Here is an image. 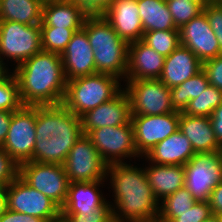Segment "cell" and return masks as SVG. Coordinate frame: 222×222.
Masks as SVG:
<instances>
[{
  "mask_svg": "<svg viewBox=\"0 0 222 222\" xmlns=\"http://www.w3.org/2000/svg\"><path fill=\"white\" fill-rule=\"evenodd\" d=\"M131 163H114L107 167L106 179L113 191L110 202L113 222H150L159 216L155 198L144 168ZM109 178V179H108Z\"/></svg>",
  "mask_w": 222,
  "mask_h": 222,
  "instance_id": "obj_1",
  "label": "cell"
},
{
  "mask_svg": "<svg viewBox=\"0 0 222 222\" xmlns=\"http://www.w3.org/2000/svg\"><path fill=\"white\" fill-rule=\"evenodd\" d=\"M13 70L23 106L62 104L67 80L60 54L41 50Z\"/></svg>",
  "mask_w": 222,
  "mask_h": 222,
  "instance_id": "obj_2",
  "label": "cell"
},
{
  "mask_svg": "<svg viewBox=\"0 0 222 222\" xmlns=\"http://www.w3.org/2000/svg\"><path fill=\"white\" fill-rule=\"evenodd\" d=\"M36 137L31 161L63 165L83 135L81 117L63 104L36 106Z\"/></svg>",
  "mask_w": 222,
  "mask_h": 222,
  "instance_id": "obj_3",
  "label": "cell"
},
{
  "mask_svg": "<svg viewBox=\"0 0 222 222\" xmlns=\"http://www.w3.org/2000/svg\"><path fill=\"white\" fill-rule=\"evenodd\" d=\"M82 29L94 52L96 73L111 74L124 82L129 43L119 37L103 15H88Z\"/></svg>",
  "mask_w": 222,
  "mask_h": 222,
  "instance_id": "obj_4",
  "label": "cell"
},
{
  "mask_svg": "<svg viewBox=\"0 0 222 222\" xmlns=\"http://www.w3.org/2000/svg\"><path fill=\"white\" fill-rule=\"evenodd\" d=\"M123 80L95 73L67 81L62 104L78 117L116 97L122 90Z\"/></svg>",
  "mask_w": 222,
  "mask_h": 222,
  "instance_id": "obj_5",
  "label": "cell"
},
{
  "mask_svg": "<svg viewBox=\"0 0 222 222\" xmlns=\"http://www.w3.org/2000/svg\"><path fill=\"white\" fill-rule=\"evenodd\" d=\"M42 50L40 25L0 21V59L15 67ZM4 56V57H3Z\"/></svg>",
  "mask_w": 222,
  "mask_h": 222,
  "instance_id": "obj_6",
  "label": "cell"
},
{
  "mask_svg": "<svg viewBox=\"0 0 222 222\" xmlns=\"http://www.w3.org/2000/svg\"><path fill=\"white\" fill-rule=\"evenodd\" d=\"M124 83L132 116H156L176 111L171 103L170 88L159 79L125 80Z\"/></svg>",
  "mask_w": 222,
  "mask_h": 222,
  "instance_id": "obj_7",
  "label": "cell"
},
{
  "mask_svg": "<svg viewBox=\"0 0 222 222\" xmlns=\"http://www.w3.org/2000/svg\"><path fill=\"white\" fill-rule=\"evenodd\" d=\"M86 136L107 165L123 163L128 158L130 161H132L130 158L143 159L135 147L132 122L115 127L93 129Z\"/></svg>",
  "mask_w": 222,
  "mask_h": 222,
  "instance_id": "obj_8",
  "label": "cell"
},
{
  "mask_svg": "<svg viewBox=\"0 0 222 222\" xmlns=\"http://www.w3.org/2000/svg\"><path fill=\"white\" fill-rule=\"evenodd\" d=\"M184 170V186L196 201H208L213 188L222 182V151L195 153Z\"/></svg>",
  "mask_w": 222,
  "mask_h": 222,
  "instance_id": "obj_9",
  "label": "cell"
},
{
  "mask_svg": "<svg viewBox=\"0 0 222 222\" xmlns=\"http://www.w3.org/2000/svg\"><path fill=\"white\" fill-rule=\"evenodd\" d=\"M35 127L36 106H22L12 113L9 131L1 148L18 166L32 160Z\"/></svg>",
  "mask_w": 222,
  "mask_h": 222,
  "instance_id": "obj_10",
  "label": "cell"
},
{
  "mask_svg": "<svg viewBox=\"0 0 222 222\" xmlns=\"http://www.w3.org/2000/svg\"><path fill=\"white\" fill-rule=\"evenodd\" d=\"M18 175L62 208L70 184L63 165L29 161L19 166Z\"/></svg>",
  "mask_w": 222,
  "mask_h": 222,
  "instance_id": "obj_11",
  "label": "cell"
},
{
  "mask_svg": "<svg viewBox=\"0 0 222 222\" xmlns=\"http://www.w3.org/2000/svg\"><path fill=\"white\" fill-rule=\"evenodd\" d=\"M69 182L106 180L107 163L90 139L83 134L70 149L63 164Z\"/></svg>",
  "mask_w": 222,
  "mask_h": 222,
  "instance_id": "obj_12",
  "label": "cell"
},
{
  "mask_svg": "<svg viewBox=\"0 0 222 222\" xmlns=\"http://www.w3.org/2000/svg\"><path fill=\"white\" fill-rule=\"evenodd\" d=\"M7 209L45 221L61 214V208L49 197L32 188L19 175L6 186Z\"/></svg>",
  "mask_w": 222,
  "mask_h": 222,
  "instance_id": "obj_13",
  "label": "cell"
},
{
  "mask_svg": "<svg viewBox=\"0 0 222 222\" xmlns=\"http://www.w3.org/2000/svg\"><path fill=\"white\" fill-rule=\"evenodd\" d=\"M180 111L163 115L131 116L138 154L144 157L158 143L179 129Z\"/></svg>",
  "mask_w": 222,
  "mask_h": 222,
  "instance_id": "obj_14",
  "label": "cell"
},
{
  "mask_svg": "<svg viewBox=\"0 0 222 222\" xmlns=\"http://www.w3.org/2000/svg\"><path fill=\"white\" fill-rule=\"evenodd\" d=\"M179 37L180 44L192 51L202 63L222 54L204 11L179 29Z\"/></svg>",
  "mask_w": 222,
  "mask_h": 222,
  "instance_id": "obj_15",
  "label": "cell"
},
{
  "mask_svg": "<svg viewBox=\"0 0 222 222\" xmlns=\"http://www.w3.org/2000/svg\"><path fill=\"white\" fill-rule=\"evenodd\" d=\"M131 116L130 100L122 90L112 100L81 116L82 133L86 135L93 129L128 124L131 122Z\"/></svg>",
  "mask_w": 222,
  "mask_h": 222,
  "instance_id": "obj_16",
  "label": "cell"
},
{
  "mask_svg": "<svg viewBox=\"0 0 222 222\" xmlns=\"http://www.w3.org/2000/svg\"><path fill=\"white\" fill-rule=\"evenodd\" d=\"M61 59L67 81L96 73L94 52L83 29L72 35Z\"/></svg>",
  "mask_w": 222,
  "mask_h": 222,
  "instance_id": "obj_17",
  "label": "cell"
},
{
  "mask_svg": "<svg viewBox=\"0 0 222 222\" xmlns=\"http://www.w3.org/2000/svg\"><path fill=\"white\" fill-rule=\"evenodd\" d=\"M138 13L137 0H114L102 15L120 38L131 43L142 40L144 34Z\"/></svg>",
  "mask_w": 222,
  "mask_h": 222,
  "instance_id": "obj_18",
  "label": "cell"
},
{
  "mask_svg": "<svg viewBox=\"0 0 222 222\" xmlns=\"http://www.w3.org/2000/svg\"><path fill=\"white\" fill-rule=\"evenodd\" d=\"M165 57L142 40L128 45V65L125 80H151L161 76Z\"/></svg>",
  "mask_w": 222,
  "mask_h": 222,
  "instance_id": "obj_19",
  "label": "cell"
},
{
  "mask_svg": "<svg viewBox=\"0 0 222 222\" xmlns=\"http://www.w3.org/2000/svg\"><path fill=\"white\" fill-rule=\"evenodd\" d=\"M203 70V63L183 45H179L165 57L159 80L170 89L176 87Z\"/></svg>",
  "mask_w": 222,
  "mask_h": 222,
  "instance_id": "obj_20",
  "label": "cell"
},
{
  "mask_svg": "<svg viewBox=\"0 0 222 222\" xmlns=\"http://www.w3.org/2000/svg\"><path fill=\"white\" fill-rule=\"evenodd\" d=\"M190 141L178 129L172 135L158 142L143 158L159 165L184 166L194 156Z\"/></svg>",
  "mask_w": 222,
  "mask_h": 222,
  "instance_id": "obj_21",
  "label": "cell"
},
{
  "mask_svg": "<svg viewBox=\"0 0 222 222\" xmlns=\"http://www.w3.org/2000/svg\"><path fill=\"white\" fill-rule=\"evenodd\" d=\"M105 181L71 182L61 212H83L87 214L103 207L108 200L103 196L104 192L99 187L102 186L103 188Z\"/></svg>",
  "mask_w": 222,
  "mask_h": 222,
  "instance_id": "obj_22",
  "label": "cell"
},
{
  "mask_svg": "<svg viewBox=\"0 0 222 222\" xmlns=\"http://www.w3.org/2000/svg\"><path fill=\"white\" fill-rule=\"evenodd\" d=\"M179 130L190 141L195 153L222 151L210 117L191 116L180 112Z\"/></svg>",
  "mask_w": 222,
  "mask_h": 222,
  "instance_id": "obj_23",
  "label": "cell"
},
{
  "mask_svg": "<svg viewBox=\"0 0 222 222\" xmlns=\"http://www.w3.org/2000/svg\"><path fill=\"white\" fill-rule=\"evenodd\" d=\"M144 170L155 198L165 197L184 187L185 170L182 165H159L148 162Z\"/></svg>",
  "mask_w": 222,
  "mask_h": 222,
  "instance_id": "obj_24",
  "label": "cell"
},
{
  "mask_svg": "<svg viewBox=\"0 0 222 222\" xmlns=\"http://www.w3.org/2000/svg\"><path fill=\"white\" fill-rule=\"evenodd\" d=\"M87 14L73 2H52L43 5L42 22L40 26L60 28H83Z\"/></svg>",
  "mask_w": 222,
  "mask_h": 222,
  "instance_id": "obj_25",
  "label": "cell"
},
{
  "mask_svg": "<svg viewBox=\"0 0 222 222\" xmlns=\"http://www.w3.org/2000/svg\"><path fill=\"white\" fill-rule=\"evenodd\" d=\"M43 5L42 0H0V21L40 24Z\"/></svg>",
  "mask_w": 222,
  "mask_h": 222,
  "instance_id": "obj_26",
  "label": "cell"
},
{
  "mask_svg": "<svg viewBox=\"0 0 222 222\" xmlns=\"http://www.w3.org/2000/svg\"><path fill=\"white\" fill-rule=\"evenodd\" d=\"M144 32L177 29L166 0H137Z\"/></svg>",
  "mask_w": 222,
  "mask_h": 222,
  "instance_id": "obj_27",
  "label": "cell"
},
{
  "mask_svg": "<svg viewBox=\"0 0 222 222\" xmlns=\"http://www.w3.org/2000/svg\"><path fill=\"white\" fill-rule=\"evenodd\" d=\"M207 75L202 70L198 74L170 89L171 103L176 111L182 112L191 99L200 96L208 87Z\"/></svg>",
  "mask_w": 222,
  "mask_h": 222,
  "instance_id": "obj_28",
  "label": "cell"
},
{
  "mask_svg": "<svg viewBox=\"0 0 222 222\" xmlns=\"http://www.w3.org/2000/svg\"><path fill=\"white\" fill-rule=\"evenodd\" d=\"M222 103V91L215 86L208 85L203 93L191 99L182 113L191 116L210 117L213 111Z\"/></svg>",
  "mask_w": 222,
  "mask_h": 222,
  "instance_id": "obj_29",
  "label": "cell"
},
{
  "mask_svg": "<svg viewBox=\"0 0 222 222\" xmlns=\"http://www.w3.org/2000/svg\"><path fill=\"white\" fill-rule=\"evenodd\" d=\"M82 28L40 26L42 50L62 54L72 35Z\"/></svg>",
  "mask_w": 222,
  "mask_h": 222,
  "instance_id": "obj_30",
  "label": "cell"
},
{
  "mask_svg": "<svg viewBox=\"0 0 222 222\" xmlns=\"http://www.w3.org/2000/svg\"><path fill=\"white\" fill-rule=\"evenodd\" d=\"M142 41L164 57L181 45L179 29L144 32Z\"/></svg>",
  "mask_w": 222,
  "mask_h": 222,
  "instance_id": "obj_31",
  "label": "cell"
},
{
  "mask_svg": "<svg viewBox=\"0 0 222 222\" xmlns=\"http://www.w3.org/2000/svg\"><path fill=\"white\" fill-rule=\"evenodd\" d=\"M212 215L208 201H196L183 213H159L158 218L165 222H203Z\"/></svg>",
  "mask_w": 222,
  "mask_h": 222,
  "instance_id": "obj_32",
  "label": "cell"
},
{
  "mask_svg": "<svg viewBox=\"0 0 222 222\" xmlns=\"http://www.w3.org/2000/svg\"><path fill=\"white\" fill-rule=\"evenodd\" d=\"M166 4L177 29H180L203 11L198 3L187 0H166Z\"/></svg>",
  "mask_w": 222,
  "mask_h": 222,
  "instance_id": "obj_33",
  "label": "cell"
},
{
  "mask_svg": "<svg viewBox=\"0 0 222 222\" xmlns=\"http://www.w3.org/2000/svg\"><path fill=\"white\" fill-rule=\"evenodd\" d=\"M160 202L159 213H183L190 209L196 200L184 186Z\"/></svg>",
  "mask_w": 222,
  "mask_h": 222,
  "instance_id": "obj_34",
  "label": "cell"
},
{
  "mask_svg": "<svg viewBox=\"0 0 222 222\" xmlns=\"http://www.w3.org/2000/svg\"><path fill=\"white\" fill-rule=\"evenodd\" d=\"M19 85L14 73L4 82H0V111H17L22 107Z\"/></svg>",
  "mask_w": 222,
  "mask_h": 222,
  "instance_id": "obj_35",
  "label": "cell"
},
{
  "mask_svg": "<svg viewBox=\"0 0 222 222\" xmlns=\"http://www.w3.org/2000/svg\"><path fill=\"white\" fill-rule=\"evenodd\" d=\"M67 222H113V210L110 200L96 211L61 212Z\"/></svg>",
  "mask_w": 222,
  "mask_h": 222,
  "instance_id": "obj_36",
  "label": "cell"
},
{
  "mask_svg": "<svg viewBox=\"0 0 222 222\" xmlns=\"http://www.w3.org/2000/svg\"><path fill=\"white\" fill-rule=\"evenodd\" d=\"M203 11L222 50V2H209Z\"/></svg>",
  "mask_w": 222,
  "mask_h": 222,
  "instance_id": "obj_37",
  "label": "cell"
},
{
  "mask_svg": "<svg viewBox=\"0 0 222 222\" xmlns=\"http://www.w3.org/2000/svg\"><path fill=\"white\" fill-rule=\"evenodd\" d=\"M19 173V166L0 146V186L6 187Z\"/></svg>",
  "mask_w": 222,
  "mask_h": 222,
  "instance_id": "obj_38",
  "label": "cell"
},
{
  "mask_svg": "<svg viewBox=\"0 0 222 222\" xmlns=\"http://www.w3.org/2000/svg\"><path fill=\"white\" fill-rule=\"evenodd\" d=\"M203 71L209 84L222 91V54L203 62Z\"/></svg>",
  "mask_w": 222,
  "mask_h": 222,
  "instance_id": "obj_39",
  "label": "cell"
},
{
  "mask_svg": "<svg viewBox=\"0 0 222 222\" xmlns=\"http://www.w3.org/2000/svg\"><path fill=\"white\" fill-rule=\"evenodd\" d=\"M114 0H70L89 15H102Z\"/></svg>",
  "mask_w": 222,
  "mask_h": 222,
  "instance_id": "obj_40",
  "label": "cell"
},
{
  "mask_svg": "<svg viewBox=\"0 0 222 222\" xmlns=\"http://www.w3.org/2000/svg\"><path fill=\"white\" fill-rule=\"evenodd\" d=\"M0 222H45V220L7 209V211L0 217Z\"/></svg>",
  "mask_w": 222,
  "mask_h": 222,
  "instance_id": "obj_41",
  "label": "cell"
},
{
  "mask_svg": "<svg viewBox=\"0 0 222 222\" xmlns=\"http://www.w3.org/2000/svg\"><path fill=\"white\" fill-rule=\"evenodd\" d=\"M213 215L222 214V182L218 183L212 190L208 199Z\"/></svg>",
  "mask_w": 222,
  "mask_h": 222,
  "instance_id": "obj_42",
  "label": "cell"
},
{
  "mask_svg": "<svg viewBox=\"0 0 222 222\" xmlns=\"http://www.w3.org/2000/svg\"><path fill=\"white\" fill-rule=\"evenodd\" d=\"M215 137L222 147V103L213 111L210 116Z\"/></svg>",
  "mask_w": 222,
  "mask_h": 222,
  "instance_id": "obj_43",
  "label": "cell"
},
{
  "mask_svg": "<svg viewBox=\"0 0 222 222\" xmlns=\"http://www.w3.org/2000/svg\"><path fill=\"white\" fill-rule=\"evenodd\" d=\"M12 113V111H0V146L3 145L7 137Z\"/></svg>",
  "mask_w": 222,
  "mask_h": 222,
  "instance_id": "obj_44",
  "label": "cell"
},
{
  "mask_svg": "<svg viewBox=\"0 0 222 222\" xmlns=\"http://www.w3.org/2000/svg\"><path fill=\"white\" fill-rule=\"evenodd\" d=\"M7 66L8 64L0 59V82L6 81L14 73V70L9 69Z\"/></svg>",
  "mask_w": 222,
  "mask_h": 222,
  "instance_id": "obj_45",
  "label": "cell"
},
{
  "mask_svg": "<svg viewBox=\"0 0 222 222\" xmlns=\"http://www.w3.org/2000/svg\"><path fill=\"white\" fill-rule=\"evenodd\" d=\"M7 211L6 187L0 186V217Z\"/></svg>",
  "mask_w": 222,
  "mask_h": 222,
  "instance_id": "obj_46",
  "label": "cell"
},
{
  "mask_svg": "<svg viewBox=\"0 0 222 222\" xmlns=\"http://www.w3.org/2000/svg\"><path fill=\"white\" fill-rule=\"evenodd\" d=\"M45 222H67V221L64 218V216L62 214H60L58 217L51 219V220H47Z\"/></svg>",
  "mask_w": 222,
  "mask_h": 222,
  "instance_id": "obj_47",
  "label": "cell"
},
{
  "mask_svg": "<svg viewBox=\"0 0 222 222\" xmlns=\"http://www.w3.org/2000/svg\"><path fill=\"white\" fill-rule=\"evenodd\" d=\"M187 1L198 3L202 8H204L209 3L208 0H187Z\"/></svg>",
  "mask_w": 222,
  "mask_h": 222,
  "instance_id": "obj_48",
  "label": "cell"
},
{
  "mask_svg": "<svg viewBox=\"0 0 222 222\" xmlns=\"http://www.w3.org/2000/svg\"><path fill=\"white\" fill-rule=\"evenodd\" d=\"M203 222H219V220L216 215H212L208 220H205Z\"/></svg>",
  "mask_w": 222,
  "mask_h": 222,
  "instance_id": "obj_49",
  "label": "cell"
},
{
  "mask_svg": "<svg viewBox=\"0 0 222 222\" xmlns=\"http://www.w3.org/2000/svg\"><path fill=\"white\" fill-rule=\"evenodd\" d=\"M44 4L52 3V2H67L70 0H42Z\"/></svg>",
  "mask_w": 222,
  "mask_h": 222,
  "instance_id": "obj_50",
  "label": "cell"
},
{
  "mask_svg": "<svg viewBox=\"0 0 222 222\" xmlns=\"http://www.w3.org/2000/svg\"><path fill=\"white\" fill-rule=\"evenodd\" d=\"M150 222H165V221H162V220H160L159 218H157V219H153V220L150 221Z\"/></svg>",
  "mask_w": 222,
  "mask_h": 222,
  "instance_id": "obj_51",
  "label": "cell"
},
{
  "mask_svg": "<svg viewBox=\"0 0 222 222\" xmlns=\"http://www.w3.org/2000/svg\"><path fill=\"white\" fill-rule=\"evenodd\" d=\"M218 217L219 222H222V214L221 215H216Z\"/></svg>",
  "mask_w": 222,
  "mask_h": 222,
  "instance_id": "obj_52",
  "label": "cell"
},
{
  "mask_svg": "<svg viewBox=\"0 0 222 222\" xmlns=\"http://www.w3.org/2000/svg\"><path fill=\"white\" fill-rule=\"evenodd\" d=\"M209 2H222V0H208Z\"/></svg>",
  "mask_w": 222,
  "mask_h": 222,
  "instance_id": "obj_53",
  "label": "cell"
}]
</instances>
